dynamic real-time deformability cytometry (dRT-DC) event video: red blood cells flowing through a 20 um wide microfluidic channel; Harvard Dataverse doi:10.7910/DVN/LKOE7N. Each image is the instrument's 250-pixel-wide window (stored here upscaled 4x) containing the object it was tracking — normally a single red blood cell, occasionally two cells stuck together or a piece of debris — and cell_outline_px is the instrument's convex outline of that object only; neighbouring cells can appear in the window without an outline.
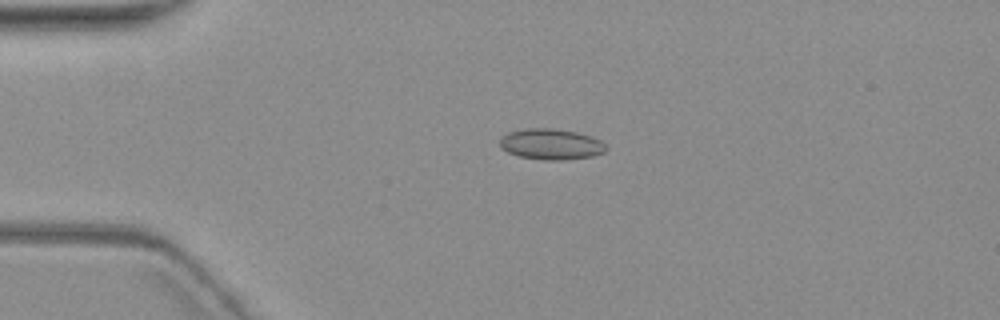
{"species": "common noctule bat (a hibernating species)", "species_latin": "Nyctalus noctula", "temperature_condition": "warm", "stored_images_in_passage": 5, "camera_frame_rate_fps": 3000, "um_per_image_px": 0.085, "animal": {"sex": "female", "body_mass_g": 19.3, "forearm_length_mm": 54.1}, "frame": {"image": 1, "passage_image": 3, "time_ms": 2.333, "image_size_px": [1000, 320], "cell_outline_px": [[608, 148], [604, 152], [592, 156], [564, 160], [544, 160], [520, 156], [508, 152], [500, 148], [500, 136], [508, 132], [528, 128], [552, 128], [576, 132], [592, 136], [600, 140]], "centroid_in_image_um": [46.83, 12.25], "position_along_channel_um": 38.2, "area_um2": 19.13}}